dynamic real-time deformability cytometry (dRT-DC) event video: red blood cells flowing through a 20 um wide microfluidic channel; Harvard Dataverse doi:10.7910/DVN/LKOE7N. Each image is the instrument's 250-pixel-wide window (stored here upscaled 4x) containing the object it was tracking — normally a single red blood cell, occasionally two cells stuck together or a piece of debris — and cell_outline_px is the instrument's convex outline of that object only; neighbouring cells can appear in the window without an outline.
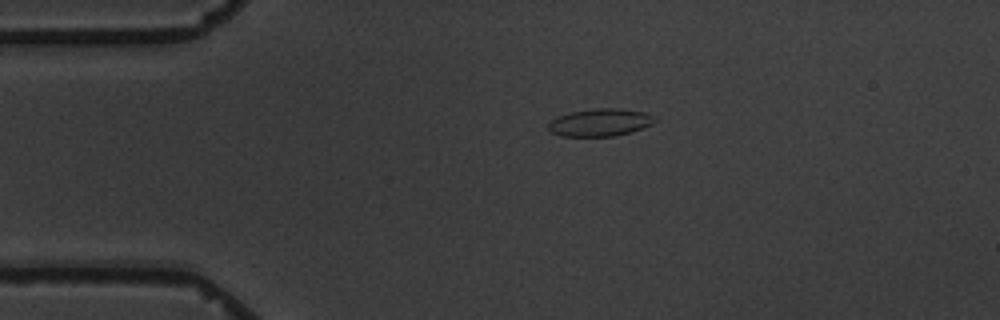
{"species": "common noctule bat (a hibernating species)", "species_latin": "Nyctalus noctula", "temperature_condition": "warm", "stored_images_in_passage": 6, "camera_frame_rate_fps": 3000, "um_per_image_px": 0.085, "animal": {"sex": "male", "body_mass_g": 19.5, "forearm_length_mm": 54.6}, "frame": {"image": 1, "passage_image": 1, "time_ms": 0.0, "image_size_px": [1000, 320], "cell_outline_px": [[656, 120], [652, 124], [632, 132], [612, 136], [560, 136], [552, 132], [548, 128], [548, 124], [556, 116], [572, 112], [596, 108], [616, 108], [644, 112], [656, 116]], "centroid_in_image_um": [51.02, 10.41], "position_along_channel_um": 34.0, "area_um2": 17.05}}
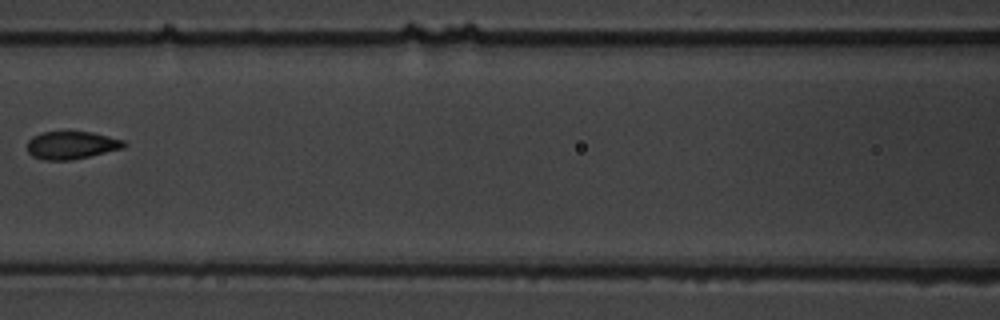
{"frame": {"image": 2, "passage_image": 5, "time_ms": 4.667, "image_size_px": [1000, 320], "cell_outline_px": [[128, 144], [124, 148], [72, 160], [44, 160], [32, 156], [28, 152], [28, 140], [32, 136], [40, 132], [92, 132], [124, 140]], "centroid_in_image_um": [6.08, 12.34], "position_along_channel_um": 160.5, "area_um2": 15.72}}
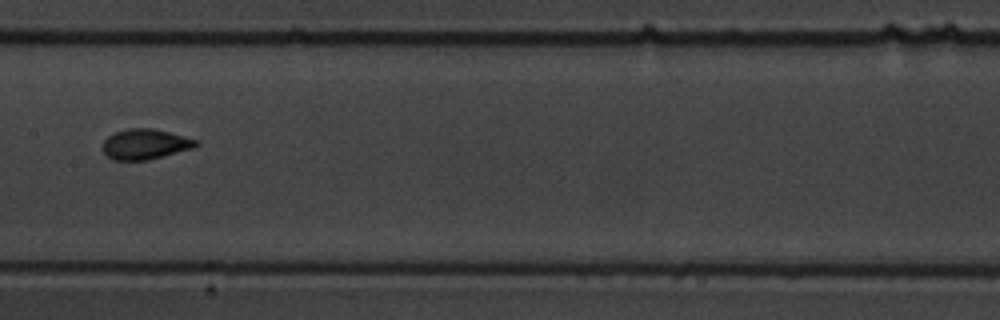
{"frame": {"image": 3, "passage_image": 6, "time_ms": 5.667, "image_size_px": [1000, 320], "cell_outline_px": [[200, 144], [192, 148], [148, 160], [112, 160], [104, 152], [104, 140], [108, 136], [116, 132], [128, 128], [152, 128], [200, 140]], "centroid_in_image_um": [12.36, 12.25], "position_along_channel_um": 195.0, "area_um2": 16.36}}